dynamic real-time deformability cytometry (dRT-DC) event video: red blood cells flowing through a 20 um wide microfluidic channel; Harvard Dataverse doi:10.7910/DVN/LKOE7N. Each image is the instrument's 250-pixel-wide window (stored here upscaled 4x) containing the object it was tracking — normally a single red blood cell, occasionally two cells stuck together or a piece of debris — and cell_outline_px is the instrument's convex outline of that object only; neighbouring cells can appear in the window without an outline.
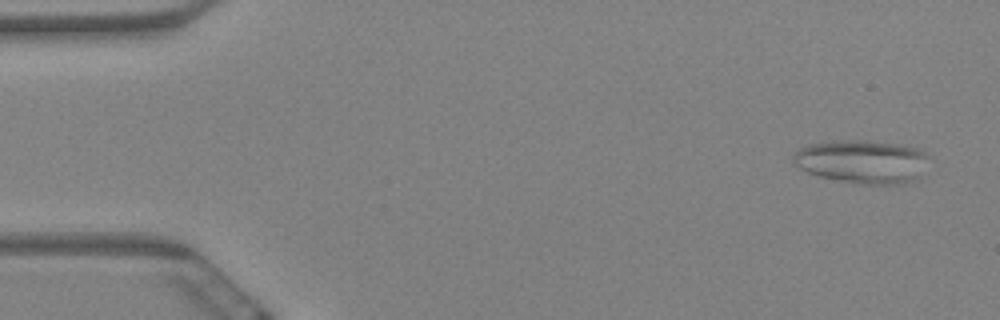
{"species": "Egyptian fruit bat (a non-hibernating species)", "species_latin": "Rousettus aegyptiacus", "temperature_condition": "warm", "stored_images_in_passage": 6, "camera_frame_rate_fps": 3000, "um_per_image_px": 0.085, "animal": {"sex": "female"}, "frame": {"image": 1, "passage_image": 1, "time_ms": 0.0, "image_size_px": [1000, 320], "cell_outline_px": [[928, 156], [920, 176], [916, 180], [904, 184], [860, 184], [820, 176], [808, 172], [800, 168], [792, 160], [792, 156], [800, 148], [808, 144], [832, 140], [864, 140], [900, 144], [916, 148], [924, 152]], "centroid_in_image_um": [73.28, 13.73], "position_along_channel_um": 11.7, "area_um2": 34.28}}